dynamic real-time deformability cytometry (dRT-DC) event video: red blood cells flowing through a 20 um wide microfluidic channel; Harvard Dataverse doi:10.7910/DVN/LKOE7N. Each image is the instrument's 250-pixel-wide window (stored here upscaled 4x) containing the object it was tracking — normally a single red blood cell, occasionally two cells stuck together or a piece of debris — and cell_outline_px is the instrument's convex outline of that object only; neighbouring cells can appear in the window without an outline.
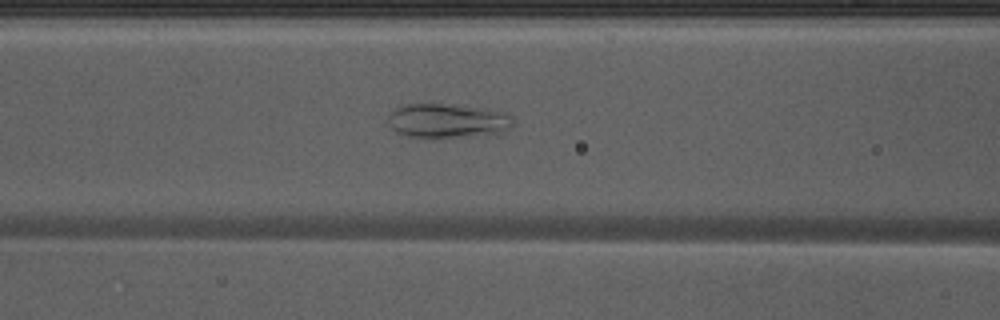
{"species": "Egyptian fruit bat (a non-hibernating species)", "species_latin": "Rousettus aegyptiacus", "temperature_condition": "warm", "stored_images_in_passage": 39, "camera_frame_rate_fps": 3000, "um_per_image_px": 0.085, "animal": {"sex": "male"}, "frame": {"image": 1, "passage_image": 10, "time_ms": 3.0, "image_size_px": [1000, 320], "cell_outline_px": [[512, 128], [504, 132], [440, 140], [408, 136], [396, 132], [388, 124], [388, 116], [396, 108], [404, 104], [432, 100], [508, 112], [512, 116]], "centroid_in_image_um": [38.02, 10.24], "position_along_channel_um": 128.6, "area_um2": 26.59}}
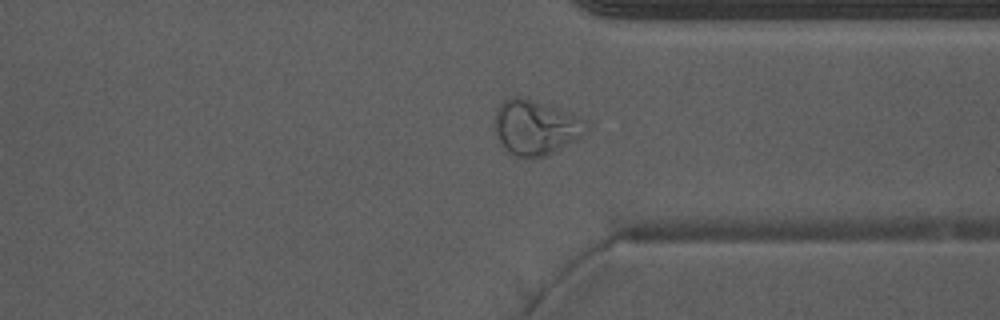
{"frame": {"image": 2, "passage_image": 28, "time_ms": 9.0, "image_size_px": [1000, 320], "cell_outline_px": [[588, 132], [584, 136], [544, 156], [532, 160], [512, 156], [500, 144], [496, 136], [492, 124], [492, 120], [496, 108], [508, 96], [524, 96], [588, 120]], "centroid_in_image_um": [45.47, 10.84], "position_along_channel_um": 365.9, "area_um2": 30.23}}
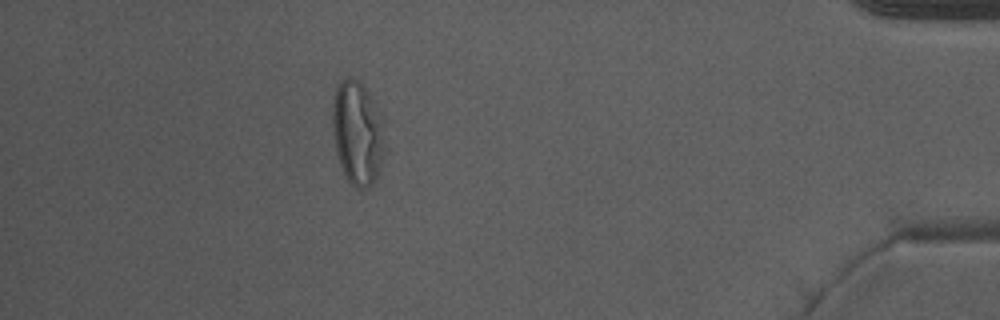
{"frame": {"image": 3, "passage_image": 35, "time_ms": 11.333, "image_size_px": [1000, 320], "cell_outline_px": [[388, 152], [376, 180], [368, 188], [356, 188], [348, 180], [340, 164], [336, 152], [332, 132], [332, 96], [336, 84], [340, 80], [348, 76], [352, 76], [364, 84], [368, 92], [380, 124], [388, 148]], "centroid_in_image_um": [30.37, 11.32], "position_along_channel_um": 404.8, "area_um2": 32.19}}